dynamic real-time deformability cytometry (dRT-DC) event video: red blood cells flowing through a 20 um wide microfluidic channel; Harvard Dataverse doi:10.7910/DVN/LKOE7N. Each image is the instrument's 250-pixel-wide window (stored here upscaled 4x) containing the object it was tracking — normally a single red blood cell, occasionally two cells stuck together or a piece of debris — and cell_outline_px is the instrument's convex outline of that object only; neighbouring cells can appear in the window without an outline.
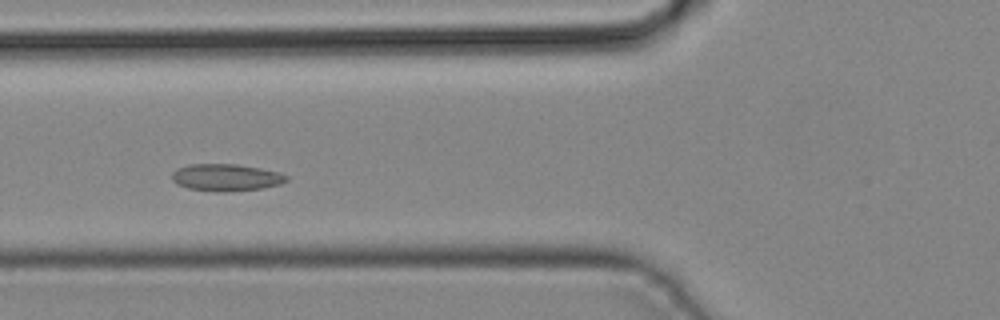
{"species": "common noctule bat (a hibernating species)", "species_latin": "Nyctalus noctula", "temperature_condition": "cold", "stored_images_in_passage": 32, "segment_of_instrument_passage": [1, 2], "camera_frame_rate_fps": 3000, "um_per_image_px": 0.085, "animal": {"sex": "male", "body_mass_g": 19.2, "forearm_length_mm": 51.8}, "frame": {"image": 1, "passage_image": 12, "time_ms": 3.667, "image_size_px": [1000, 320], "cell_outline_px": [[288, 180], [280, 184], [260, 188], [224, 192], [220, 192], [188, 188], [176, 184], [172, 180], [172, 172], [176, 168], [188, 164], [236, 164], [260, 168], [280, 172], [288, 176]], "centroid_in_image_um": [19.19, 15.07], "position_along_channel_um": 106.6, "area_um2": 18.09}}
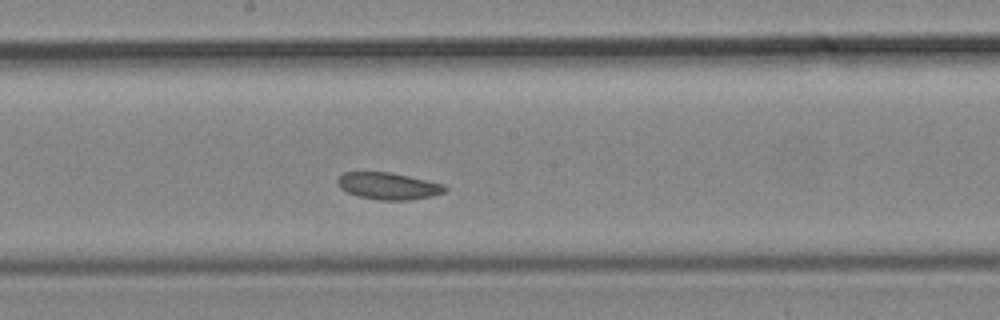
{"frame": {"image": 2, "passage_image": 19, "time_ms": 6.0, "image_size_px": [1000, 320], "cell_outline_px": [[448, 188], [444, 192], [432, 196], [408, 200], [380, 200], [360, 196], [348, 192], [340, 188], [336, 180], [344, 172], [388, 172], [408, 176], [444, 184]], "centroid_in_image_um": [33.01, 15.81], "position_along_channel_um": 215.2, "area_um2": 16.65}}
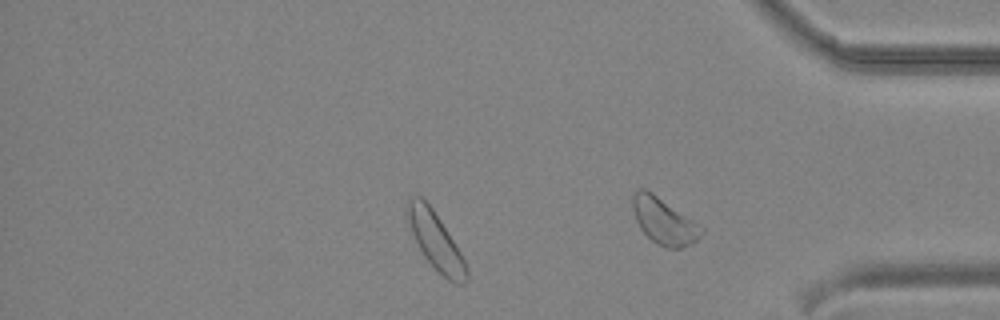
{"frame": {"image": 3, "passage_image": 30, "time_ms": 9.667, "image_size_px": [1000, 320], "cell_outline_px": [[468, 280], [464, 284], [456, 284], [448, 280], [436, 272], [424, 256], [408, 224], [404, 208], [408, 196], [420, 196], [432, 208], [440, 220], [460, 252], [468, 268]], "centroid_in_image_um": [37.0, 20.49], "position_along_channel_um": 398.2, "area_um2": 19.83}}